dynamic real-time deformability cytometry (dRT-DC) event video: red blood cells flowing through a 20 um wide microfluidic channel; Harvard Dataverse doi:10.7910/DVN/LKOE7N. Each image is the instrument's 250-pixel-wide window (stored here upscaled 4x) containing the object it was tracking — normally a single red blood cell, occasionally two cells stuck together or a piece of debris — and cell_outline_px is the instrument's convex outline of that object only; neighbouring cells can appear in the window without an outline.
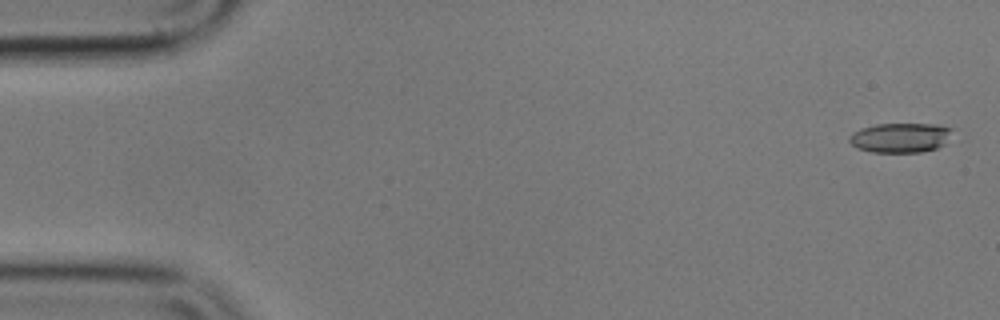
{"species": "common noctule bat (a hibernating species)", "species_latin": "Nyctalus noctula", "temperature_condition": "cold", "stored_images_in_passage": 21, "camera_frame_rate_fps": 3000, "um_per_image_px": 0.085, "animal": {"sex": "male", "body_mass_g": 17.9}, "frame": {"image": 1, "passage_image": 2, "time_ms": 0.333, "image_size_px": [1000, 320], "cell_outline_px": [[952, 128], [944, 144], [936, 148], [920, 152], [872, 152], [856, 148], [848, 140], [852, 132], [860, 128], [876, 124], [932, 124]], "centroid_in_image_um": [76.47, 11.7], "position_along_channel_um": 8.5, "area_um2": 17.63}}
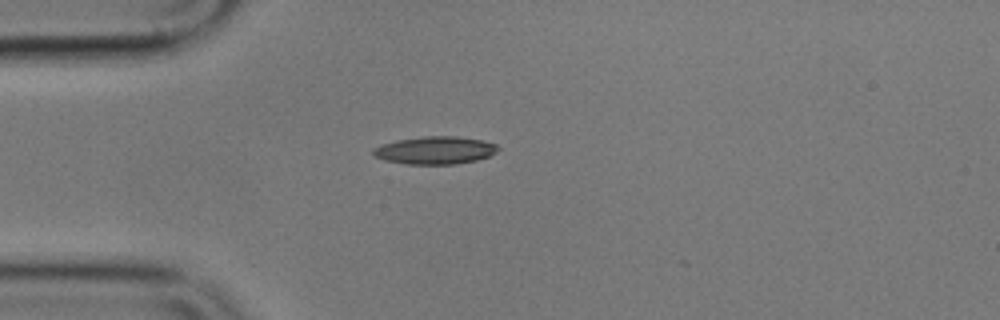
{"frame": {"image": 2, "passage_image": 15, "time_ms": 4.667, "image_size_px": [1000, 320], "cell_outline_px": [[500, 148], [496, 152], [488, 156], [476, 160], [456, 164], [408, 164], [384, 160], [376, 156], [372, 152], [372, 148], [380, 144], [396, 140], [424, 136], [456, 136], [480, 140], [496, 144]], "centroid_in_image_um": [36.96, 12.77], "position_along_channel_um": 48.0, "area_um2": 20.11}}
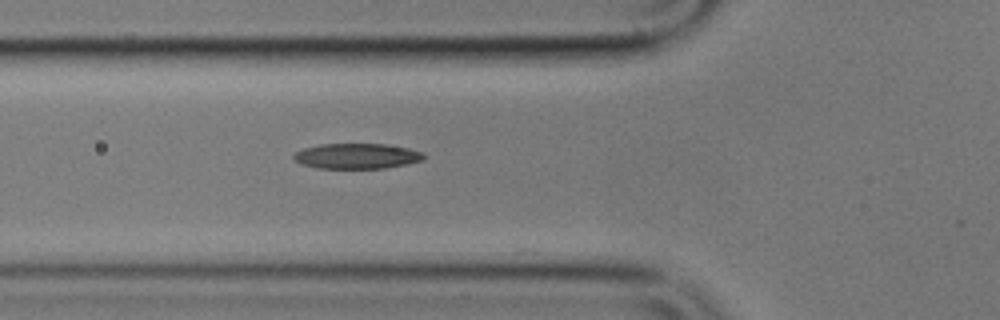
{"frame": {"image": 3, "passage_image": 20, "time_ms": 6.333, "image_size_px": [1000, 320], "cell_outline_px": [[424, 160], [408, 164], [384, 168], [316, 168], [300, 164], [292, 156], [296, 152], [304, 148], [320, 144], [384, 144], [408, 148], [424, 152]], "centroid_in_image_um": [30.34, 13.27], "position_along_channel_um": 95.5, "area_um2": 19.25}}